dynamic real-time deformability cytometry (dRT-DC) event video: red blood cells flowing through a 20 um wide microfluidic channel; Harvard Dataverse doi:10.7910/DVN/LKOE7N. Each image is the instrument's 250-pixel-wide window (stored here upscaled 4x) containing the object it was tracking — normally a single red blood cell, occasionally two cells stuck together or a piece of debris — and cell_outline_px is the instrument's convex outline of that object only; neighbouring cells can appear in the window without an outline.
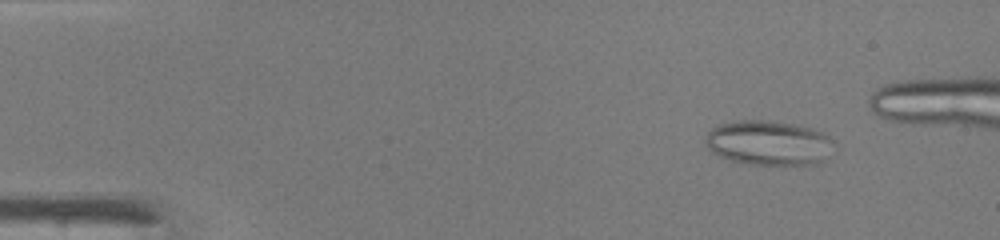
{"species": "common noctule bat (a hibernating species)", "species_latin": "Nyctalus noctula", "temperature_condition": "warm", "stored_images_in_passage": 42, "segment_of_instrument_passage": [1, 3], "camera_frame_rate_fps": 3000, "um_per_image_px": 0.085, "animal": {"sex": "male", "body_mass_g": 19.0, "forearm_length_mm": 50.8}, "frame": {"image": 1, "passage_image": 6, "time_ms": 1.667, "image_size_px": [1000, 240], "cell_outline_px": [[832, 140], [820, 160], [816, 164], [752, 164], [732, 160], [720, 156], [712, 152], [704, 144], [704, 140], [708, 132], [712, 128], [720, 124], [740, 120], [772, 120], [796, 124], [812, 128], [824, 132]], "centroid_in_image_um": [65.24, 12.11], "position_along_channel_um": 19.8, "area_um2": 32.89}}